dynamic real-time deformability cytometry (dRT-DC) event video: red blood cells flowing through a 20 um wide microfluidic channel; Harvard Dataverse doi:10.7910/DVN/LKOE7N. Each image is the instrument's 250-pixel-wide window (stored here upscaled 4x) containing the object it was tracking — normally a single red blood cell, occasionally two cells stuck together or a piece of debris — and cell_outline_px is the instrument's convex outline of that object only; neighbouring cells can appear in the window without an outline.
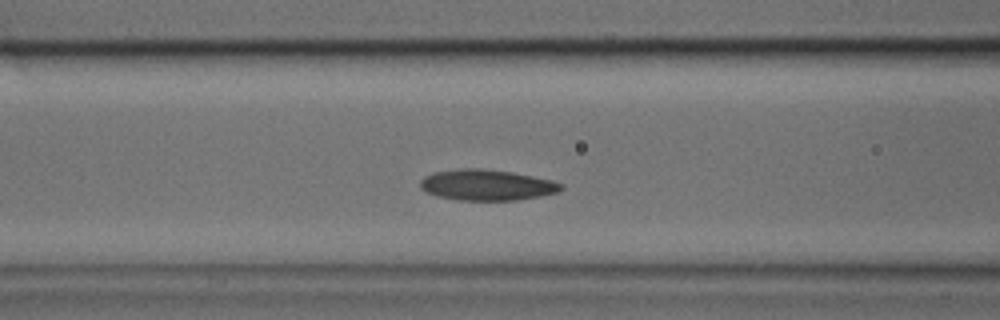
{"species": "common noctule bat (a hibernating species)", "species_latin": "Nyctalus noctula", "temperature_condition": "cold", "stored_images_in_passage": 30, "camera_frame_rate_fps": 3000, "um_per_image_px": 0.085, "animal": {"sex": "male", "body_mass_g": 17.9, "forearm_length_mm": 54.2}, "frame": {"image": 1, "passage_image": 15, "time_ms": 4.667, "image_size_px": [1000, 320], "cell_outline_px": [[564, 188], [560, 192], [540, 196], [516, 200], [460, 200], [436, 196], [420, 188], [420, 180], [424, 176], [432, 172], [460, 168], [480, 168], [512, 172], [552, 180], [564, 184]], "centroid_in_image_um": [41.39, 15.72], "position_along_channel_um": 125.2, "area_um2": 25.49}}
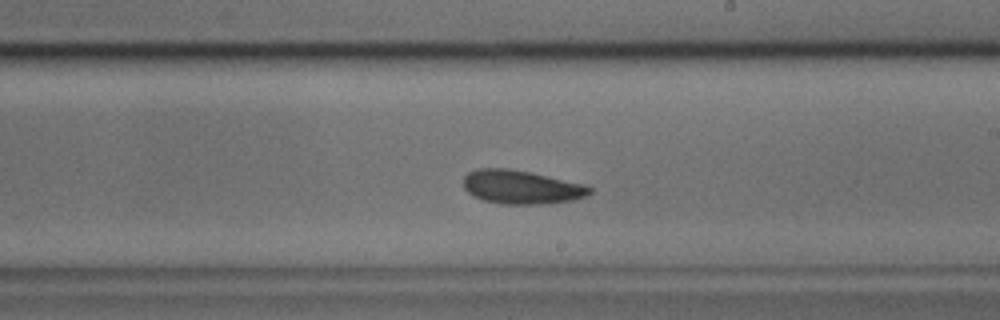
{"frame": {"image": 2, "passage_image": 22, "time_ms": 7.0, "image_size_px": [1000, 320], "cell_outline_px": [[592, 192], [584, 196], [572, 200], [536, 204], [500, 204], [484, 200], [472, 196], [464, 188], [464, 176], [468, 172], [476, 168], [508, 168], [588, 184], [592, 188]], "centroid_in_image_um": [44.3, 15.89], "position_along_channel_um": 244.7, "area_um2": 24.8}}